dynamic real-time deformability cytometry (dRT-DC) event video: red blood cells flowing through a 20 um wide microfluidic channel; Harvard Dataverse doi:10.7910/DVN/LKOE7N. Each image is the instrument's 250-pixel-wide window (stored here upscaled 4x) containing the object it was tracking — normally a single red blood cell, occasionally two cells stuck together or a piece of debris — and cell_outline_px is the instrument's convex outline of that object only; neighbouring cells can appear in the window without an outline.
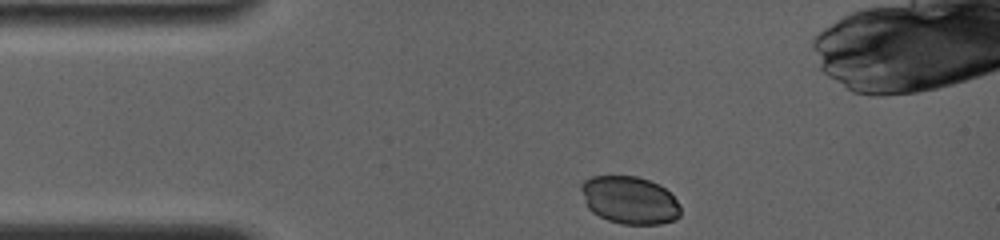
{"species": "common noctule bat (a hibernating species)", "species_latin": "Nyctalus noctula", "temperature_condition": "room temperature", "stored_images_in_passage": 23, "camera_frame_rate_fps": 4000, "um_per_image_px": 0.085, "animal": {"sex": "female", "body_mass_g": 19.0, "forearm_length_mm": 56.7}, "frame": {"image": 1, "passage_image": 1, "time_ms": 0.0, "image_size_px": [1000, 240], "cell_outline_px": [[680, 216], [676, 220], [660, 224], [620, 224], [608, 220], [592, 212], [588, 208], [584, 200], [580, 188], [580, 184], [584, 180], [592, 176], [636, 176], [660, 184], [680, 204]], "centroid_in_image_um": [53.51, 17.01], "position_along_channel_um": 31.5, "area_um2": 27.74}}
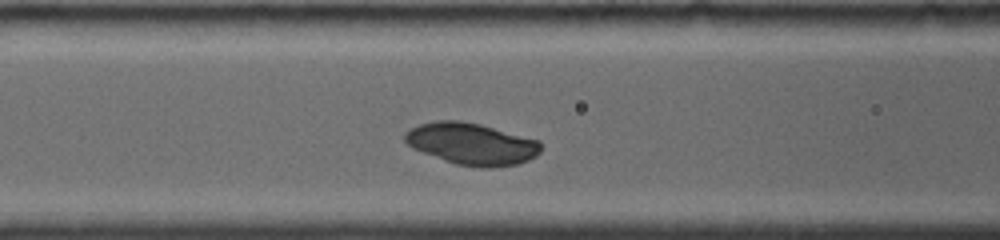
{"frame": {"image": 2, "passage_image": 16, "time_ms": 3.5, "image_size_px": [1000, 240], "cell_outline_px": [[540, 152], [536, 156], [520, 164], [492, 168], [484, 168], [456, 164], [444, 160], [412, 148], [404, 140], [404, 132], [420, 124], [432, 120], [460, 120], [480, 124], [540, 140]], "centroid_in_image_um": [40.1, 12.22], "position_along_channel_um": 126.5, "area_um2": 33.29}}
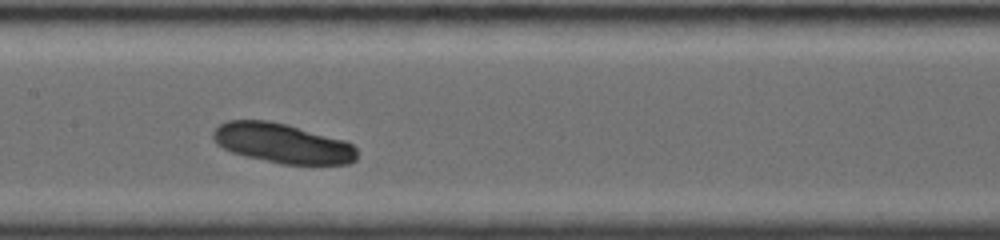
{"frame": {"image": 3, "passage_image": 22, "time_ms": 5.0, "image_size_px": [1000, 240], "cell_outline_px": [[356, 160], [348, 164], [280, 164], [244, 156], [232, 152], [216, 144], [212, 136], [212, 132], [220, 124], [228, 120], [268, 120], [284, 124], [344, 140], [352, 144], [356, 148]], "centroid_in_image_um": [23.98, 12.19], "position_along_channel_um": 183.4, "area_um2": 33.18}}